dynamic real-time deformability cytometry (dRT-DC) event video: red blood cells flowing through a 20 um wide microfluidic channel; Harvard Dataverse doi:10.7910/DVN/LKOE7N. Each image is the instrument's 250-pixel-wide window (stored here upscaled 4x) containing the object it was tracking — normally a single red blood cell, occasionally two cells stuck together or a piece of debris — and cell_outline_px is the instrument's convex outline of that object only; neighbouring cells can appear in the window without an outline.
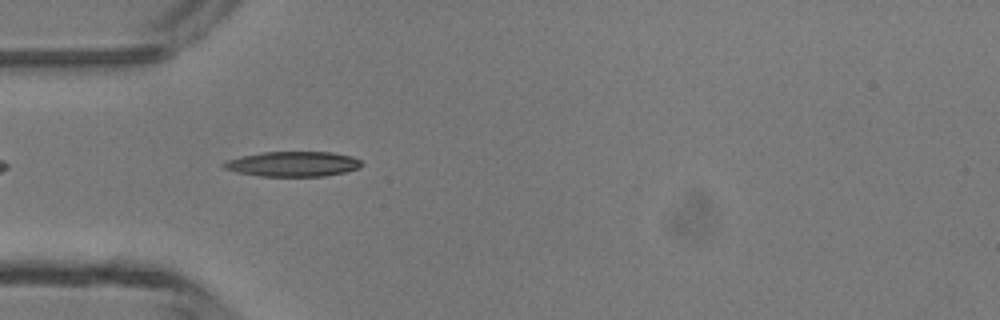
{"species": "common noctule bat (a hibernating species)", "species_latin": "Nyctalus noctula", "temperature_condition": "room temperature", "stored_images_in_passage": 35, "camera_frame_rate_fps": 3000, "um_per_image_px": 0.085, "animal": {"sex": "male", "body_mass_g": 13.3}, "frame": {"image": 1, "passage_image": 3, "time_ms": 0.667, "image_size_px": [1000, 320], "cell_outline_px": [[364, 164], [360, 168], [344, 172], [324, 176], [260, 176], [236, 172], [224, 168], [220, 164], [228, 160], [240, 156], [264, 152], [332, 152], [352, 156], [360, 160]], "centroid_in_image_um": [24.91, 13.94], "position_along_channel_um": 60.1, "area_um2": 20.17}}
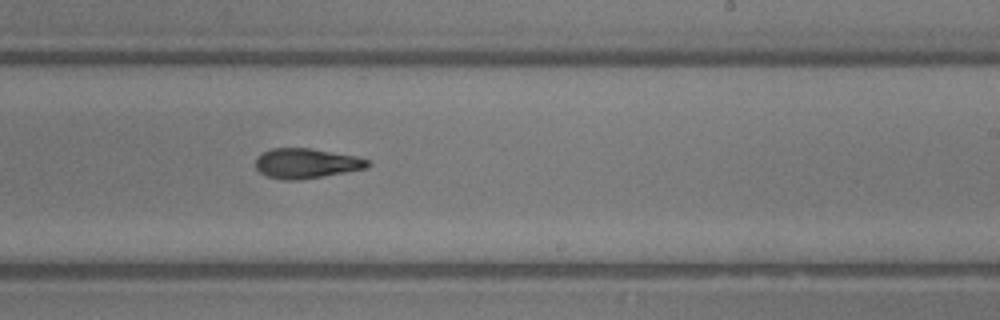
{"frame": {"image": 2, "passage_image": 17, "time_ms": 5.333, "image_size_px": [1000, 320], "cell_outline_px": [[372, 164], [368, 168], [300, 180], [284, 180], [268, 176], [260, 172], [256, 168], [256, 160], [264, 152], [272, 148], [308, 148], [356, 156], [368, 160]], "centroid_in_image_um": [26.07, 13.89], "position_along_channel_um": 262.9, "area_um2": 19.36}}
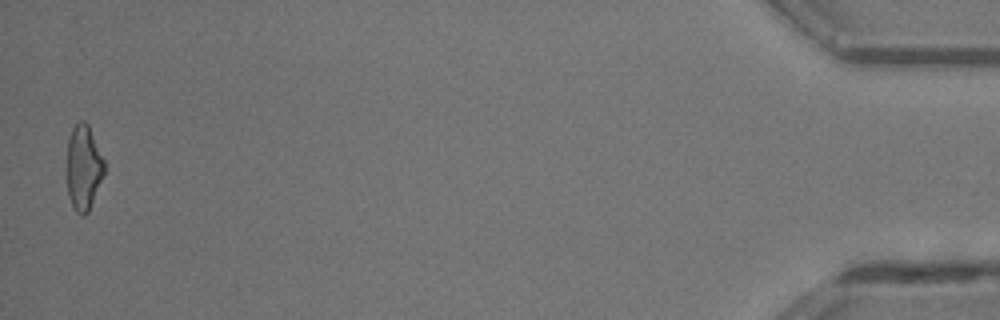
{"frame": {"image": 3, "passage_image": 35, "time_ms": 11.333, "image_size_px": [1000, 320], "cell_outline_px": [[104, 172], [88, 212], [84, 216], [80, 216], [72, 208], [68, 196], [64, 168], [68, 140], [72, 128], [80, 120], [84, 120], [88, 124], [104, 160]], "centroid_in_image_um": [7.03, 14.26], "position_along_channel_um": 428.2, "area_um2": 19.07}, "authors_computed_cell_mechanics": {"area_um2": 19.363, "velocity_mm_per_s": 4.392, "shape_relaxation_time_tau1_ms": 5.9729, "shape_relaxation_time_tau2_ms": 2.3551, "deformation_change_tau1": 0.2081, "deformation_change_tau2": 0.1139}}